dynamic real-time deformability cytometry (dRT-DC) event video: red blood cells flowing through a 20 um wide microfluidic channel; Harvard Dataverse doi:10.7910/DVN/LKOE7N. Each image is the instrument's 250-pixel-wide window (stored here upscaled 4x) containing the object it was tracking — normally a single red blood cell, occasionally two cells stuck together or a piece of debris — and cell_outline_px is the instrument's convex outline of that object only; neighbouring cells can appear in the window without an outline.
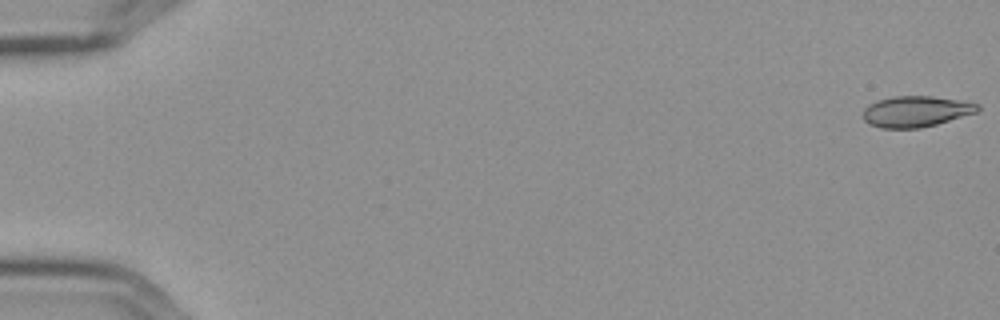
{"species": "Egyptian fruit bat (a non-hibernating species)", "species_latin": "Rousettus aegyptiacus", "temperature_condition": "cold", "stored_images_in_passage": 5, "camera_frame_rate_fps": 3000, "um_per_image_px": 0.085, "frame": {"image": 1, "passage_image": 1, "time_ms": 0.0, "image_size_px": [1000, 320], "cell_outline_px": [[980, 108], [976, 112], [936, 124], [920, 128], [880, 128], [868, 124], [860, 116], [864, 108], [868, 104], [876, 100], [892, 96], [932, 96], [980, 104]], "centroid_in_image_um": [77.76, 9.47], "position_along_channel_um": 7.2, "area_um2": 20.75}}
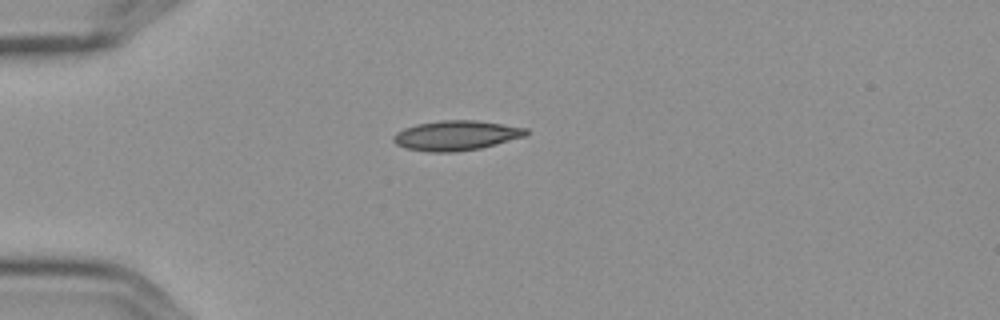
{"frame": {"image": 2, "passage_image": 5, "time_ms": 1.333, "image_size_px": [1000, 320], "cell_outline_px": [[528, 132], [524, 136], [496, 144], [480, 148], [456, 152], [428, 152], [404, 148], [396, 144], [392, 140], [392, 136], [396, 132], [404, 128], [416, 124], [440, 120], [476, 120], [528, 128]], "centroid_in_image_um": [38.72, 11.51], "position_along_channel_um": 46.3, "area_um2": 23.12}}